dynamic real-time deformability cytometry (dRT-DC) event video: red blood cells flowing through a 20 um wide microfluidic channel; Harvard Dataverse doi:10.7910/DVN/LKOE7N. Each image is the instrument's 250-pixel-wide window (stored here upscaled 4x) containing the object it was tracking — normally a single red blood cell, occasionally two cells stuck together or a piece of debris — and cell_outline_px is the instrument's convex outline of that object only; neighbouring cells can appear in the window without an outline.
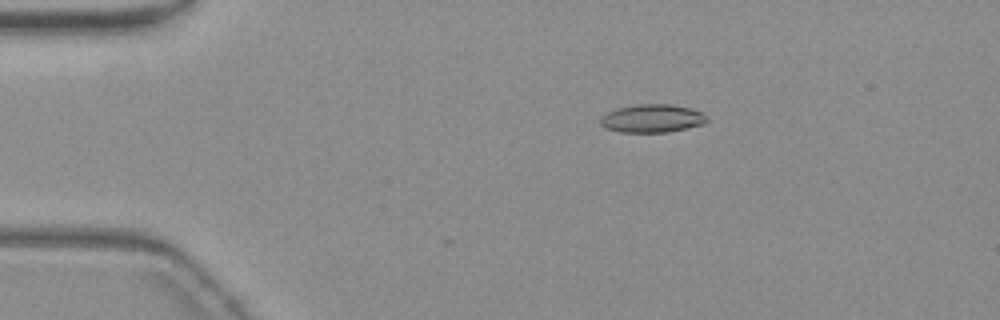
{"species": "common noctule bat (a hibernating species)", "species_latin": "Nyctalus noctula", "temperature_condition": "warm", "stored_images_in_passage": 4, "camera_frame_rate_fps": 3000, "um_per_image_px": 0.085, "animal": {"sex": "female", "body_mass_g": 19.3, "forearm_length_mm": 54.1}, "frame": {"image": 1, "passage_image": 1, "time_ms": 0.0, "image_size_px": [1000, 320], "cell_outline_px": [[708, 120], [704, 124], [668, 132], [620, 132], [604, 128], [600, 124], [600, 116], [616, 108], [640, 104], [672, 104], [688, 108], [700, 112], [708, 116]], "centroid_in_image_um": [55.41, 10.07], "position_along_channel_um": 29.6, "area_um2": 17.51}}